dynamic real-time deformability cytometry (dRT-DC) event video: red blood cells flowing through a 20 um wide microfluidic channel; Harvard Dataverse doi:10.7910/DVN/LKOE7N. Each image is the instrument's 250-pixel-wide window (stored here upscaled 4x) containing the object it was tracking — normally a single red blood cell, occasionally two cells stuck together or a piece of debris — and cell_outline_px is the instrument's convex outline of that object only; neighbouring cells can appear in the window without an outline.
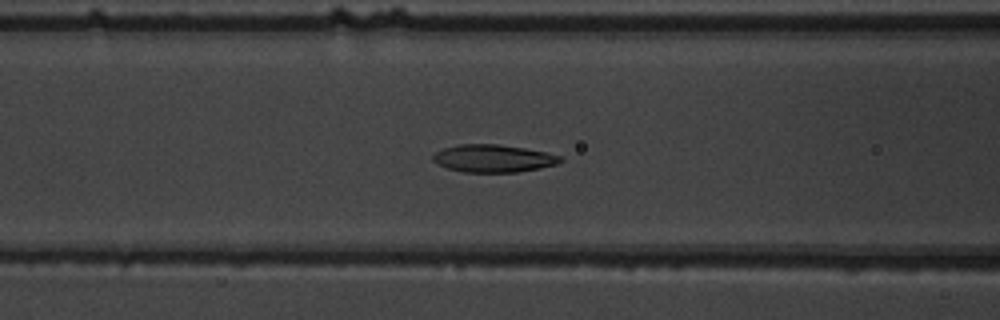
{"species": "common noctule bat (a hibernating species)", "species_latin": "Nyctalus noctula", "temperature_condition": "warm", "stored_images_in_passage": 39, "camera_frame_rate_fps": 3000, "um_per_image_px": 0.085, "animal": {"sex": "male", "body_mass_g": 19.5, "forearm_length_mm": 54.6}, "frame": {"image": 1, "passage_image": 7, "time_ms": 2.0, "image_size_px": [1000, 320], "cell_outline_px": [[564, 160], [556, 164], [540, 168], [516, 172], [464, 172], [448, 168], [436, 164], [432, 160], [432, 156], [436, 152], [444, 148], [460, 144], [496, 144], [524, 148], [544, 152], [560, 156]], "centroid_in_image_um": [41.9, 13.47], "position_along_channel_um": 124.7, "area_um2": 20.35}}
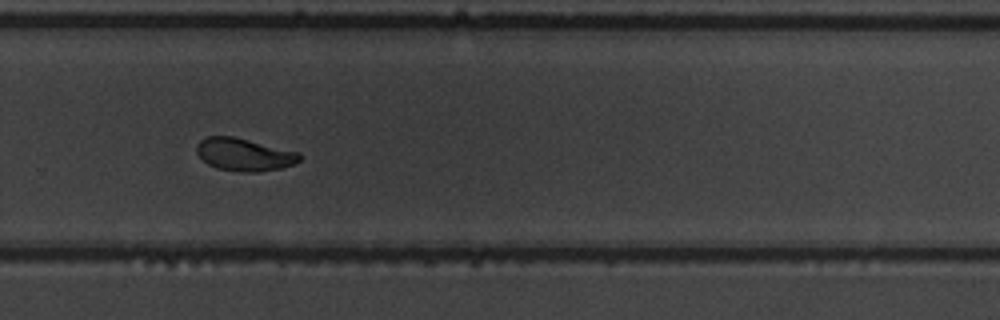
{"frame": {"image": 2, "passage_image": 22, "time_ms": 7.0, "image_size_px": [1000, 320], "cell_outline_px": [[304, 156], [300, 160], [292, 164], [280, 168], [256, 172], [240, 172], [216, 168], [208, 164], [196, 152], [196, 144], [200, 140], [208, 136], [232, 136], [300, 152]], "centroid_in_image_um": [20.76, 13.13], "position_along_channel_um": 309.0, "area_um2": 19.59}}
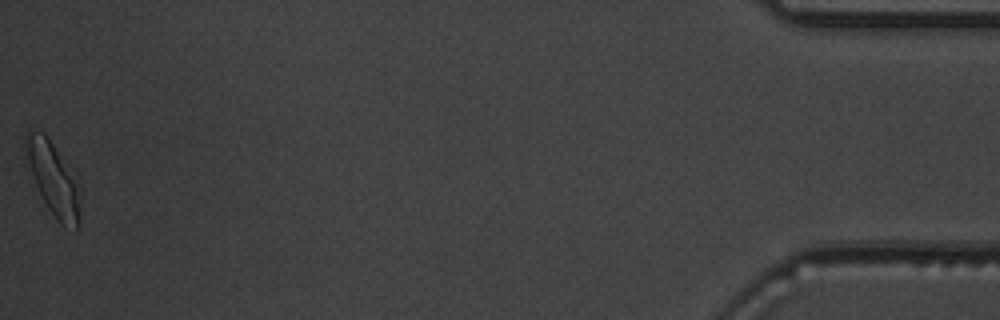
{"frame": {"image": 3, "passage_image": 39, "time_ms": 12.667, "image_size_px": [1000, 320], "cell_outline_px": [[80, 220], [76, 232], [64, 228], [56, 220], [48, 208], [24, 164], [24, 136], [28, 128], [44, 132], [48, 136], [72, 180], [76, 192]], "centroid_in_image_um": [4.37, 15.19], "position_along_channel_um": 430.8, "area_um2": 22.6}, "authors_computed_cell_mechanics": {"area_um2": 20.2878, "velocity_mm_per_s": 3.7, "shape_relaxation_time_tau1_ms": 3.8908, "shape_relaxation_time_tau2_ms": 1.9314, "deformation_change_tau1": 0.1843, "deformation_change_tau2": 0.0366}}